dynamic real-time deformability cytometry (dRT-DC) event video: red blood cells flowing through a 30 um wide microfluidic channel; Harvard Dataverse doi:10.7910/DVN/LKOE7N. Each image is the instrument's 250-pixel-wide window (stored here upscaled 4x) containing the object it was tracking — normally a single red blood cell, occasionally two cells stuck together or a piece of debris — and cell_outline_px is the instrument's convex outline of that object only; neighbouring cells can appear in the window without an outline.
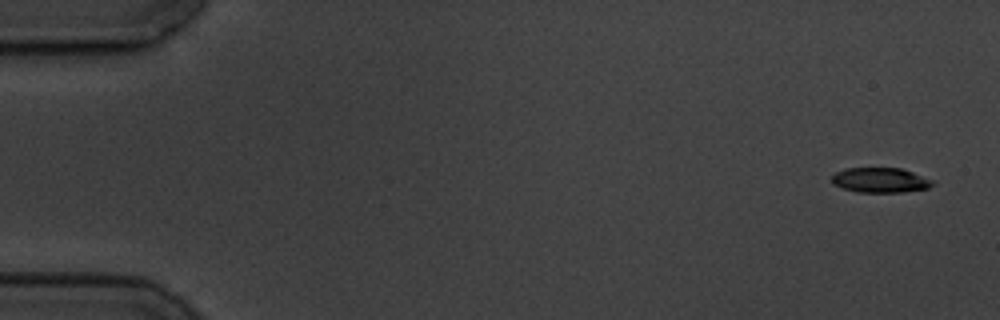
{"species": "common noctule bat (a hibernating species)", "species_latin": "Nyctalus noctula", "temperature_condition": "cold", "stored_images_in_passage": 5, "camera_frame_rate_fps": 3000, "um_per_image_px": 0.085, "animal": {"sex": "male", "body_mass_g": 19.5, "forearm_length_mm": 54.6}, "frame": {"image": 1, "passage_image": 5, "time_ms": 6.333, "image_size_px": [1000, 320], "cell_outline_px": [[936, 184], [928, 188], [904, 192], [856, 192], [832, 184], [832, 176], [836, 172], [844, 168], [900, 168], [936, 180]], "centroid_in_image_um": [74.87, 15.31], "position_along_channel_um": 10.1, "area_um2": 14.8}}